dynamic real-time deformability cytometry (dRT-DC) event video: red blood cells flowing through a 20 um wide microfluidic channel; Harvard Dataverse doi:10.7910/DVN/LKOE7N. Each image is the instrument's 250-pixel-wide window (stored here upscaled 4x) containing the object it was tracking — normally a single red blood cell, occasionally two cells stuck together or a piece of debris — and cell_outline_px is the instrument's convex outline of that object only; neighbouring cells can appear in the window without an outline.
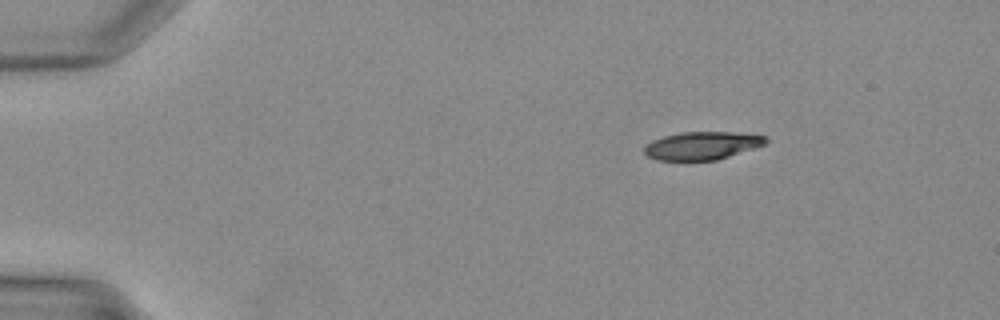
{"species": "Egyptian fruit bat (a non-hibernating species)", "species_latin": "Rousettus aegyptiacus", "temperature_condition": "warm", "stored_images_in_passage": 34, "camera_frame_rate_fps": 3000, "um_per_image_px": 0.085, "animal": {"sex": "female"}, "frame": {"image": 1, "passage_image": 1, "time_ms": 0.0, "image_size_px": [1000, 320], "cell_outline_px": [[768, 144], [716, 160], [656, 160], [648, 156], [644, 152], [644, 148], [652, 140], [664, 136], [680, 132], [732, 132], [764, 136], [768, 140]], "centroid_in_image_um": [59.68, 12.38], "position_along_channel_um": 25.3, "area_um2": 19.71}}
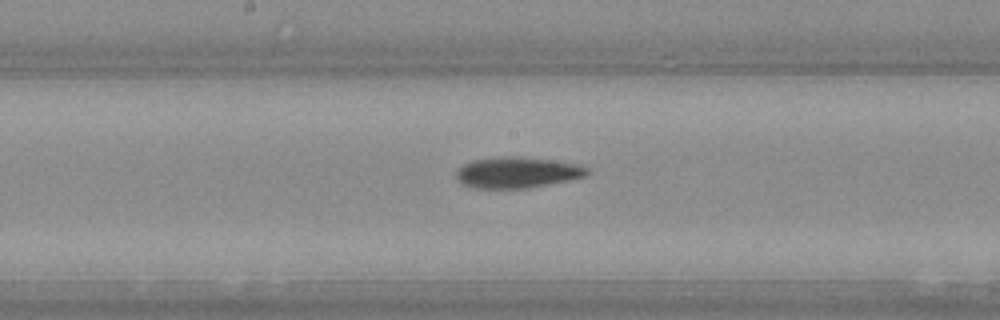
{"frame": {"image": 2, "passage_image": 16, "time_ms": 5.0, "image_size_px": [1000, 320], "cell_outline_px": [[588, 172], [584, 176], [568, 180], [524, 188], [476, 188], [464, 184], [456, 176], [456, 172], [464, 164], [472, 160], [504, 156], [516, 156], [552, 160], [576, 164], [588, 168]], "centroid_in_image_um": [43.94, 14.65], "position_along_channel_um": 204.3, "area_um2": 23.12}}
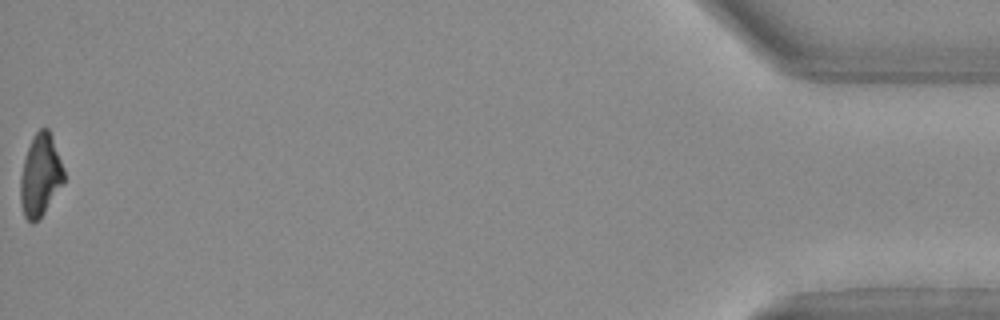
{"frame": {"image": 3, "passage_image": 34, "time_ms": 11.0, "image_size_px": [1000, 320], "cell_outline_px": [[64, 184], [44, 212], [32, 224], [24, 216], [20, 204], [20, 176], [24, 160], [32, 136], [40, 128], [48, 128], [52, 136], [64, 168]], "centroid_in_image_um": [3.43, 14.9], "position_along_channel_um": 431.8, "area_um2": 20.87}}